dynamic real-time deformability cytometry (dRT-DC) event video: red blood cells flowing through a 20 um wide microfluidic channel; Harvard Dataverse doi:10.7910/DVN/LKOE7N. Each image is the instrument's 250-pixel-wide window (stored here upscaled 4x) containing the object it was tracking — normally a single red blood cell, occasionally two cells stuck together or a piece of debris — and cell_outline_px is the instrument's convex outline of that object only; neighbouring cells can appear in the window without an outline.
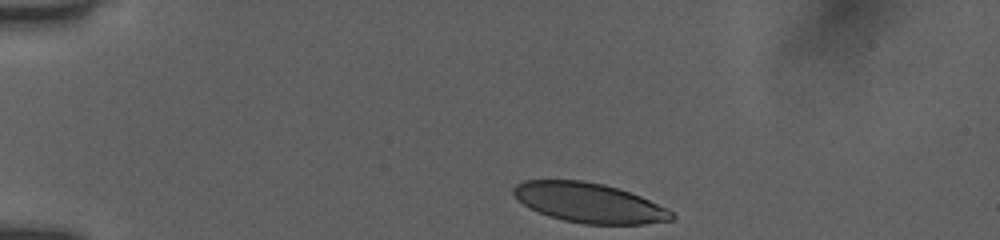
{"species": "human", "species_latin": "Homo sapiens", "temperature_condition": "room temperature", "stored_images_in_passage": 36, "camera_frame_rate_fps": 3000, "um_per_image_px": 0.085, "donor": {"sex": "female"}, "frame": {"image": 1, "passage_image": 1, "time_ms": 0.0, "image_size_px": [1000, 240], "cell_outline_px": [[676, 216], [672, 220], [644, 224], [584, 224], [564, 220], [548, 216], [524, 204], [512, 192], [512, 188], [516, 184], [524, 180], [580, 180], [604, 184], [640, 196], [668, 208]], "centroid_in_image_um": [50.1, 17.24], "position_along_channel_um": 34.9, "area_um2": 36.36}}
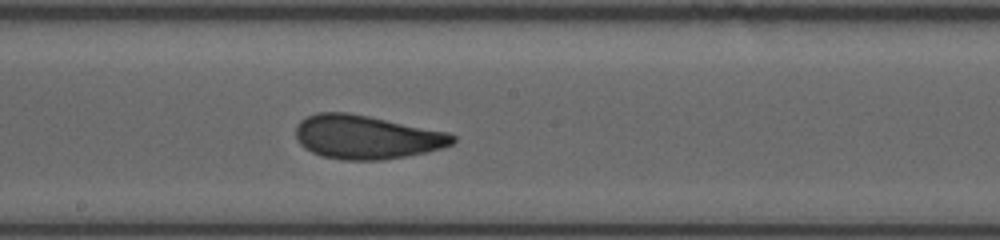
{"frame": {"image": 2, "passage_image": 20, "time_ms": 6.333, "image_size_px": [1000, 240], "cell_outline_px": [[456, 140], [452, 144], [428, 152], [384, 160], [344, 160], [320, 156], [304, 148], [296, 140], [296, 124], [300, 120], [316, 112], [348, 112], [448, 132], [456, 136]], "centroid_in_image_um": [31.12, 11.65], "position_along_channel_um": 217.1, "area_um2": 40.17}}
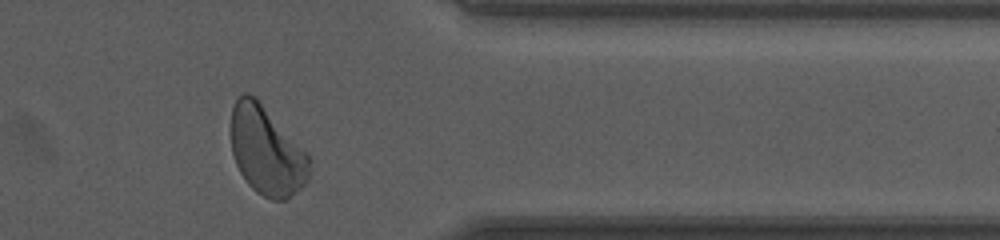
{"frame": {"image": 3, "passage_image": 34, "time_ms": 11.0, "image_size_px": [1000, 240], "cell_outline_px": [[312, 172], [308, 180], [300, 188], [284, 200], [272, 200], [256, 192], [248, 184], [240, 172], [236, 164], [232, 152], [232, 108], [236, 100], [244, 92], [248, 92], [256, 96], [308, 152], [312, 160]], "centroid_in_image_um": [22.71, 12.81], "position_along_channel_um": 388.7, "area_um2": 40.98}, "authors_computed_cell_mechanics": {"area_um2": 39.6219, "velocity_mm_per_s": 3.8837, "shape_relaxation_time_tau1_ms": 4.5267, "shape_relaxation_time_tau2_ms": 1.1673, "deformation_change_tau1": 0.151, "deformation_change_tau2": 0.075}}